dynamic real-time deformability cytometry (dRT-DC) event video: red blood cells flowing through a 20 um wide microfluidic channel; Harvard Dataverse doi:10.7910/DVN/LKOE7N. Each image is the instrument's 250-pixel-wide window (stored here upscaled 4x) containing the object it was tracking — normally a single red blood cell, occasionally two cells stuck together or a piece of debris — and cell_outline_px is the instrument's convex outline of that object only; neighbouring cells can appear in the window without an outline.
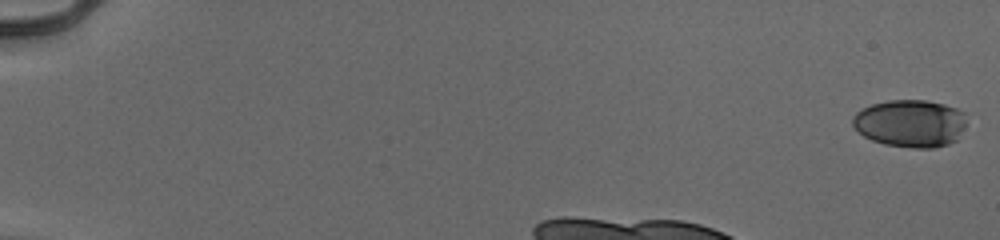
{"species": "human", "species_latin": "Homo sapiens", "temperature_condition": "cold", "stored_images_in_passage": 12, "camera_frame_rate_fps": 3000, "um_per_image_px": 0.085, "donor": {"sex": "male"}, "frame": {"image": 1, "passage_image": 1, "time_ms": 0.0, "image_size_px": [1000, 240], "cell_outline_px": [[964, 124], [956, 140], [948, 144], [932, 148], [912, 148], [884, 144], [872, 140], [864, 136], [852, 124], [852, 116], [856, 112], [872, 104], [888, 100], [928, 100], [944, 104], [956, 108], [964, 112]], "centroid_in_image_um": [77.35, 10.48], "position_along_channel_um": 7.6, "area_um2": 31.39}}